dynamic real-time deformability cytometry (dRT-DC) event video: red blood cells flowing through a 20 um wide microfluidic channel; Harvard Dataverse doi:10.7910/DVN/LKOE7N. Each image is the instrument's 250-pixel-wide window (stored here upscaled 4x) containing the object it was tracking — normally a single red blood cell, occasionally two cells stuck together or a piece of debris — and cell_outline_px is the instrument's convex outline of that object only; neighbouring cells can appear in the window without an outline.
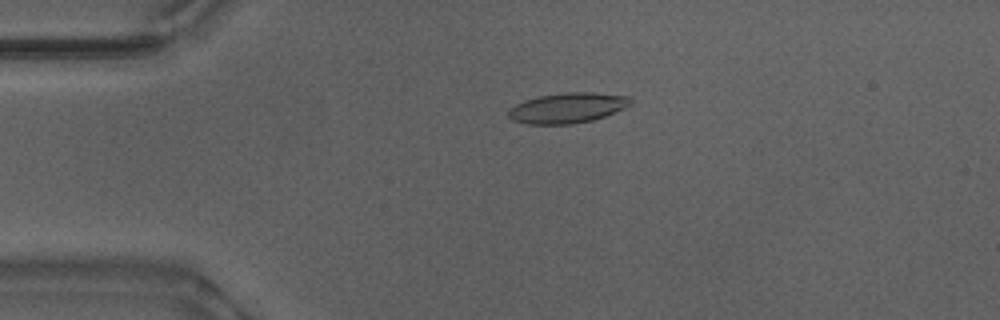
{"species": "Egyptian fruit bat (a non-hibernating species)", "species_latin": "Rousettus aegyptiacus", "temperature_condition": "warm", "stored_images_in_passage": 53, "camera_frame_rate_fps": 3000, "um_per_image_px": 0.085, "animal": {"sex": "male"}, "frame": {"image": 1, "passage_image": 12, "time_ms": 3.667, "image_size_px": [1000, 320], "cell_outline_px": [[632, 104], [604, 116], [592, 120], [572, 124], [528, 124], [512, 120], [508, 116], [508, 108], [524, 100], [540, 96], [564, 92], [592, 92], [628, 96], [632, 100]], "centroid_in_image_um": [48.21, 9.17], "position_along_channel_um": 36.8, "area_um2": 21.5}}
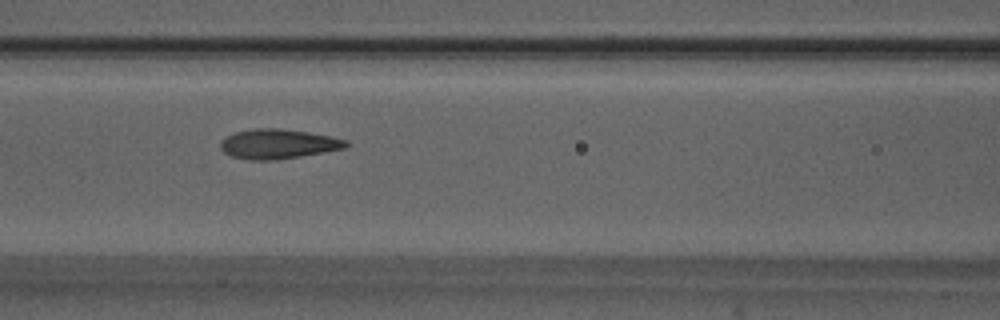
{"frame": {"image": 2, "passage_image": 23, "time_ms": 7.333, "image_size_px": [1000, 320], "cell_outline_px": [[348, 148], [276, 160], [252, 160], [232, 156], [224, 152], [220, 148], [220, 140], [224, 136], [236, 132], [256, 128], [280, 128], [308, 132], [332, 136], [348, 140]], "centroid_in_image_um": [23.65, 12.23], "position_along_channel_um": 143.0, "area_um2": 21.85}}
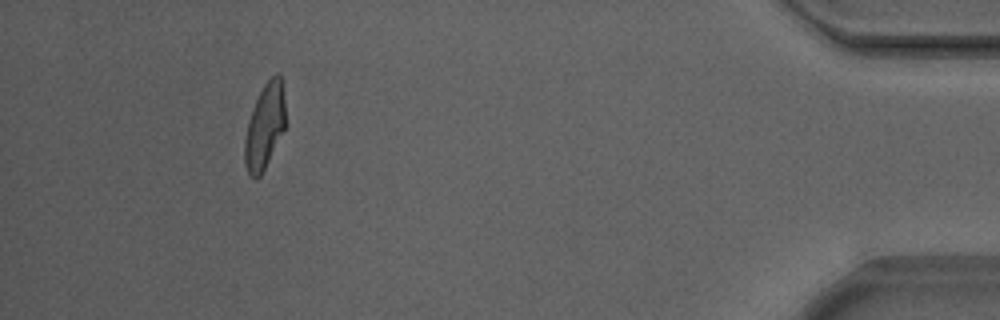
{"frame": {"image": 3, "passage_image": 49, "time_ms": 16.0, "image_size_px": [1000, 320], "cell_outline_px": [[284, 128], [260, 176], [256, 180], [248, 176], [244, 164], [244, 140], [248, 120], [252, 108], [264, 84], [276, 72], [280, 72], [284, 84]], "centroid_in_image_um": [22.48, 10.71], "position_along_channel_um": 412.7, "area_um2": 20.23}, "authors_computed_cell_mechanics": {"area_um2": 21.0392, "velocity_mm_per_s": 3.8704, "shape_relaxation_time_tau1_ms": 7.8883, "shape_relaxation_time_tau2_ms": 1.1425, "deformation_change_tau1": 0.2531, "deformation_change_tau2": 0.0821}}